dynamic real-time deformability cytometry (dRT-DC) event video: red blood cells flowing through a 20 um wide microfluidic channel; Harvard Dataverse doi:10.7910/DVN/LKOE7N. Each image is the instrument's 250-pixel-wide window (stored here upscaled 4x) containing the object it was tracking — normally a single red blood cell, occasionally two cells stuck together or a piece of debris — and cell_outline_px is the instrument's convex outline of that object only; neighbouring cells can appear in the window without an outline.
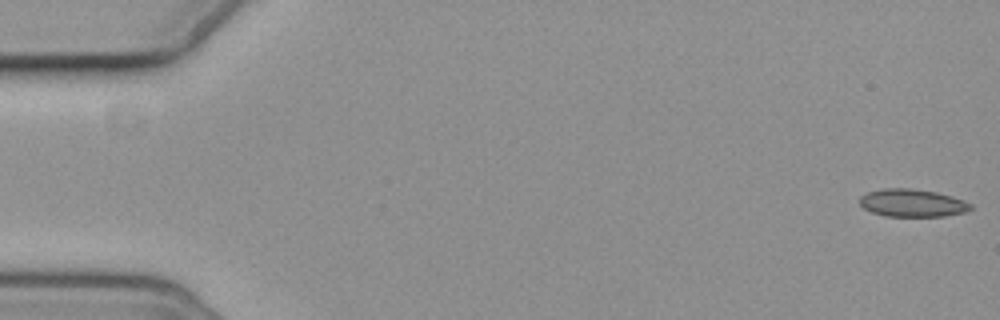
{"species": "common noctule bat (a hibernating species)", "species_latin": "Nyctalus noctula", "temperature_condition": "cold", "stored_images_in_passage": 4, "camera_frame_rate_fps": 3000, "um_per_image_px": 0.085, "animal": {"sex": "female", "body_mass_g": 19.3, "forearm_length_mm": 54.1}, "frame": {"image": 1, "passage_image": 1, "time_ms": 0.0, "image_size_px": [1000, 320], "cell_outline_px": [[972, 208], [964, 212], [944, 216], [884, 216], [872, 212], [864, 208], [860, 204], [860, 196], [864, 192], [880, 188], [912, 188], [936, 192], [952, 196], [964, 200], [972, 204]], "centroid_in_image_um": [77.51, 17.24], "position_along_channel_um": 7.5, "area_um2": 18.09}}